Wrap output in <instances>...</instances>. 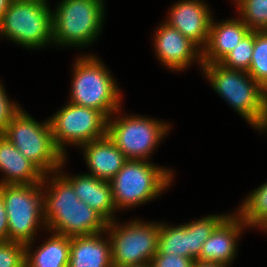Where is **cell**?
Returning a JSON list of instances; mask_svg holds the SVG:
<instances>
[{
  "label": "cell",
  "instance_id": "83f0119b",
  "mask_svg": "<svg viewBox=\"0 0 267 267\" xmlns=\"http://www.w3.org/2000/svg\"><path fill=\"white\" fill-rule=\"evenodd\" d=\"M195 260L173 254H155L151 267H192Z\"/></svg>",
  "mask_w": 267,
  "mask_h": 267
},
{
  "label": "cell",
  "instance_id": "d6986e66",
  "mask_svg": "<svg viewBox=\"0 0 267 267\" xmlns=\"http://www.w3.org/2000/svg\"><path fill=\"white\" fill-rule=\"evenodd\" d=\"M64 177L72 184L78 198L98 212L107 222H112L113 211L116 207L112 197V186L110 181L97 179L84 174L79 176Z\"/></svg>",
  "mask_w": 267,
  "mask_h": 267
},
{
  "label": "cell",
  "instance_id": "7a4b0ae2",
  "mask_svg": "<svg viewBox=\"0 0 267 267\" xmlns=\"http://www.w3.org/2000/svg\"><path fill=\"white\" fill-rule=\"evenodd\" d=\"M214 90L259 130L267 128V91L247 72L226 68L220 63L202 64Z\"/></svg>",
  "mask_w": 267,
  "mask_h": 267
},
{
  "label": "cell",
  "instance_id": "ffe728a7",
  "mask_svg": "<svg viewBox=\"0 0 267 267\" xmlns=\"http://www.w3.org/2000/svg\"><path fill=\"white\" fill-rule=\"evenodd\" d=\"M100 234L70 237L68 267L113 266L110 239L104 240Z\"/></svg>",
  "mask_w": 267,
  "mask_h": 267
},
{
  "label": "cell",
  "instance_id": "4fadbf2b",
  "mask_svg": "<svg viewBox=\"0 0 267 267\" xmlns=\"http://www.w3.org/2000/svg\"><path fill=\"white\" fill-rule=\"evenodd\" d=\"M169 15L167 24L180 31L199 49L206 47L212 21L207 5L200 0H182L175 3Z\"/></svg>",
  "mask_w": 267,
  "mask_h": 267
},
{
  "label": "cell",
  "instance_id": "3957f363",
  "mask_svg": "<svg viewBox=\"0 0 267 267\" xmlns=\"http://www.w3.org/2000/svg\"><path fill=\"white\" fill-rule=\"evenodd\" d=\"M2 135L44 174L52 171L57 174L65 161L66 155H63L54 142L49 120L42 124L37 123L21 109Z\"/></svg>",
  "mask_w": 267,
  "mask_h": 267
},
{
  "label": "cell",
  "instance_id": "6da1fadb",
  "mask_svg": "<svg viewBox=\"0 0 267 267\" xmlns=\"http://www.w3.org/2000/svg\"><path fill=\"white\" fill-rule=\"evenodd\" d=\"M50 190L43 196L45 226L68 237L105 233L107 221L76 195L62 175L49 180Z\"/></svg>",
  "mask_w": 267,
  "mask_h": 267
},
{
  "label": "cell",
  "instance_id": "277c9868",
  "mask_svg": "<svg viewBox=\"0 0 267 267\" xmlns=\"http://www.w3.org/2000/svg\"><path fill=\"white\" fill-rule=\"evenodd\" d=\"M102 64L90 55L77 59L70 103L101 111L109 119L113 112L120 110L121 94L114 78Z\"/></svg>",
  "mask_w": 267,
  "mask_h": 267
},
{
  "label": "cell",
  "instance_id": "1f68e13d",
  "mask_svg": "<svg viewBox=\"0 0 267 267\" xmlns=\"http://www.w3.org/2000/svg\"><path fill=\"white\" fill-rule=\"evenodd\" d=\"M120 267H151L150 263L139 264V265H129V266H120Z\"/></svg>",
  "mask_w": 267,
  "mask_h": 267
},
{
  "label": "cell",
  "instance_id": "d4e9b609",
  "mask_svg": "<svg viewBox=\"0 0 267 267\" xmlns=\"http://www.w3.org/2000/svg\"><path fill=\"white\" fill-rule=\"evenodd\" d=\"M241 20L253 31L267 30V0H235Z\"/></svg>",
  "mask_w": 267,
  "mask_h": 267
},
{
  "label": "cell",
  "instance_id": "4dcf8cb0",
  "mask_svg": "<svg viewBox=\"0 0 267 267\" xmlns=\"http://www.w3.org/2000/svg\"><path fill=\"white\" fill-rule=\"evenodd\" d=\"M11 0H0V20L4 15V12L7 10Z\"/></svg>",
  "mask_w": 267,
  "mask_h": 267
},
{
  "label": "cell",
  "instance_id": "cb8c5ba5",
  "mask_svg": "<svg viewBox=\"0 0 267 267\" xmlns=\"http://www.w3.org/2000/svg\"><path fill=\"white\" fill-rule=\"evenodd\" d=\"M255 31L247 33L227 56L219 63L226 68L248 72L253 55Z\"/></svg>",
  "mask_w": 267,
  "mask_h": 267
},
{
  "label": "cell",
  "instance_id": "9c48e42d",
  "mask_svg": "<svg viewBox=\"0 0 267 267\" xmlns=\"http://www.w3.org/2000/svg\"><path fill=\"white\" fill-rule=\"evenodd\" d=\"M107 222L105 232L109 233L112 263L114 267L151 263L158 252L160 223L132 221L118 226Z\"/></svg>",
  "mask_w": 267,
  "mask_h": 267
},
{
  "label": "cell",
  "instance_id": "603a6c76",
  "mask_svg": "<svg viewBox=\"0 0 267 267\" xmlns=\"http://www.w3.org/2000/svg\"><path fill=\"white\" fill-rule=\"evenodd\" d=\"M249 76L267 91V30L255 31Z\"/></svg>",
  "mask_w": 267,
  "mask_h": 267
},
{
  "label": "cell",
  "instance_id": "5bb4252c",
  "mask_svg": "<svg viewBox=\"0 0 267 267\" xmlns=\"http://www.w3.org/2000/svg\"><path fill=\"white\" fill-rule=\"evenodd\" d=\"M155 48L159 60L172 70L188 67L194 58L202 66V49L166 22L155 33Z\"/></svg>",
  "mask_w": 267,
  "mask_h": 267
},
{
  "label": "cell",
  "instance_id": "30bf717a",
  "mask_svg": "<svg viewBox=\"0 0 267 267\" xmlns=\"http://www.w3.org/2000/svg\"><path fill=\"white\" fill-rule=\"evenodd\" d=\"M57 148L65 155V144L82 146L107 135L108 118L93 108L68 103L49 119Z\"/></svg>",
  "mask_w": 267,
  "mask_h": 267
},
{
  "label": "cell",
  "instance_id": "2e32d148",
  "mask_svg": "<svg viewBox=\"0 0 267 267\" xmlns=\"http://www.w3.org/2000/svg\"><path fill=\"white\" fill-rule=\"evenodd\" d=\"M219 23L211 21L208 42L202 50V64L219 63L251 31L241 19Z\"/></svg>",
  "mask_w": 267,
  "mask_h": 267
},
{
  "label": "cell",
  "instance_id": "484cf974",
  "mask_svg": "<svg viewBox=\"0 0 267 267\" xmlns=\"http://www.w3.org/2000/svg\"><path fill=\"white\" fill-rule=\"evenodd\" d=\"M26 244L0 241V267H25Z\"/></svg>",
  "mask_w": 267,
  "mask_h": 267
},
{
  "label": "cell",
  "instance_id": "8992f818",
  "mask_svg": "<svg viewBox=\"0 0 267 267\" xmlns=\"http://www.w3.org/2000/svg\"><path fill=\"white\" fill-rule=\"evenodd\" d=\"M52 13L46 0H11L0 20V35L39 48L53 41Z\"/></svg>",
  "mask_w": 267,
  "mask_h": 267
},
{
  "label": "cell",
  "instance_id": "9a60e30c",
  "mask_svg": "<svg viewBox=\"0 0 267 267\" xmlns=\"http://www.w3.org/2000/svg\"><path fill=\"white\" fill-rule=\"evenodd\" d=\"M245 226L238 215L229 214L203 244L196 260L228 266L236 255V241Z\"/></svg>",
  "mask_w": 267,
  "mask_h": 267
},
{
  "label": "cell",
  "instance_id": "f546056e",
  "mask_svg": "<svg viewBox=\"0 0 267 267\" xmlns=\"http://www.w3.org/2000/svg\"><path fill=\"white\" fill-rule=\"evenodd\" d=\"M192 267H226V266L219 263L202 262L195 260Z\"/></svg>",
  "mask_w": 267,
  "mask_h": 267
},
{
  "label": "cell",
  "instance_id": "ba28073f",
  "mask_svg": "<svg viewBox=\"0 0 267 267\" xmlns=\"http://www.w3.org/2000/svg\"><path fill=\"white\" fill-rule=\"evenodd\" d=\"M103 0H62L52 13L53 43H92L103 25Z\"/></svg>",
  "mask_w": 267,
  "mask_h": 267
},
{
  "label": "cell",
  "instance_id": "5b68a950",
  "mask_svg": "<svg viewBox=\"0 0 267 267\" xmlns=\"http://www.w3.org/2000/svg\"><path fill=\"white\" fill-rule=\"evenodd\" d=\"M172 175L170 170L160 166L158 168L146 160L128 159L110 180L116 209L143 204L156 198L171 185Z\"/></svg>",
  "mask_w": 267,
  "mask_h": 267
},
{
  "label": "cell",
  "instance_id": "44dd1931",
  "mask_svg": "<svg viewBox=\"0 0 267 267\" xmlns=\"http://www.w3.org/2000/svg\"><path fill=\"white\" fill-rule=\"evenodd\" d=\"M45 242L34 253L26 245L25 267H68L70 237L55 233Z\"/></svg>",
  "mask_w": 267,
  "mask_h": 267
},
{
  "label": "cell",
  "instance_id": "52a82bcc",
  "mask_svg": "<svg viewBox=\"0 0 267 267\" xmlns=\"http://www.w3.org/2000/svg\"><path fill=\"white\" fill-rule=\"evenodd\" d=\"M46 177L44 174L43 182L38 184L0 185L7 212L8 241L31 245L38 223L43 220L45 224L42 189Z\"/></svg>",
  "mask_w": 267,
  "mask_h": 267
},
{
  "label": "cell",
  "instance_id": "ac0fdd59",
  "mask_svg": "<svg viewBox=\"0 0 267 267\" xmlns=\"http://www.w3.org/2000/svg\"><path fill=\"white\" fill-rule=\"evenodd\" d=\"M0 170L5 178L0 185L38 184L44 173L2 134H0Z\"/></svg>",
  "mask_w": 267,
  "mask_h": 267
},
{
  "label": "cell",
  "instance_id": "7c38bea8",
  "mask_svg": "<svg viewBox=\"0 0 267 267\" xmlns=\"http://www.w3.org/2000/svg\"><path fill=\"white\" fill-rule=\"evenodd\" d=\"M228 215L206 216L195 222L175 227L160 224L159 244L156 254H173L196 260L203 244L211 236L215 228Z\"/></svg>",
  "mask_w": 267,
  "mask_h": 267
},
{
  "label": "cell",
  "instance_id": "7402d4cb",
  "mask_svg": "<svg viewBox=\"0 0 267 267\" xmlns=\"http://www.w3.org/2000/svg\"><path fill=\"white\" fill-rule=\"evenodd\" d=\"M238 216L247 226L267 228V182L251 192Z\"/></svg>",
  "mask_w": 267,
  "mask_h": 267
},
{
  "label": "cell",
  "instance_id": "8fae6325",
  "mask_svg": "<svg viewBox=\"0 0 267 267\" xmlns=\"http://www.w3.org/2000/svg\"><path fill=\"white\" fill-rule=\"evenodd\" d=\"M168 129L165 123L144 116L116 117L107 122V136L127 159L133 160H145L150 156Z\"/></svg>",
  "mask_w": 267,
  "mask_h": 267
},
{
  "label": "cell",
  "instance_id": "f1b7e54d",
  "mask_svg": "<svg viewBox=\"0 0 267 267\" xmlns=\"http://www.w3.org/2000/svg\"><path fill=\"white\" fill-rule=\"evenodd\" d=\"M0 241H8V220L5 202L0 193Z\"/></svg>",
  "mask_w": 267,
  "mask_h": 267
},
{
  "label": "cell",
  "instance_id": "e0dca14e",
  "mask_svg": "<svg viewBox=\"0 0 267 267\" xmlns=\"http://www.w3.org/2000/svg\"><path fill=\"white\" fill-rule=\"evenodd\" d=\"M91 174L97 179L110 181L128 160L123 152L106 135L82 145Z\"/></svg>",
  "mask_w": 267,
  "mask_h": 267
},
{
  "label": "cell",
  "instance_id": "4316f807",
  "mask_svg": "<svg viewBox=\"0 0 267 267\" xmlns=\"http://www.w3.org/2000/svg\"><path fill=\"white\" fill-rule=\"evenodd\" d=\"M21 110L17 104L11 103L0 84V134H3L13 117Z\"/></svg>",
  "mask_w": 267,
  "mask_h": 267
}]
</instances>
